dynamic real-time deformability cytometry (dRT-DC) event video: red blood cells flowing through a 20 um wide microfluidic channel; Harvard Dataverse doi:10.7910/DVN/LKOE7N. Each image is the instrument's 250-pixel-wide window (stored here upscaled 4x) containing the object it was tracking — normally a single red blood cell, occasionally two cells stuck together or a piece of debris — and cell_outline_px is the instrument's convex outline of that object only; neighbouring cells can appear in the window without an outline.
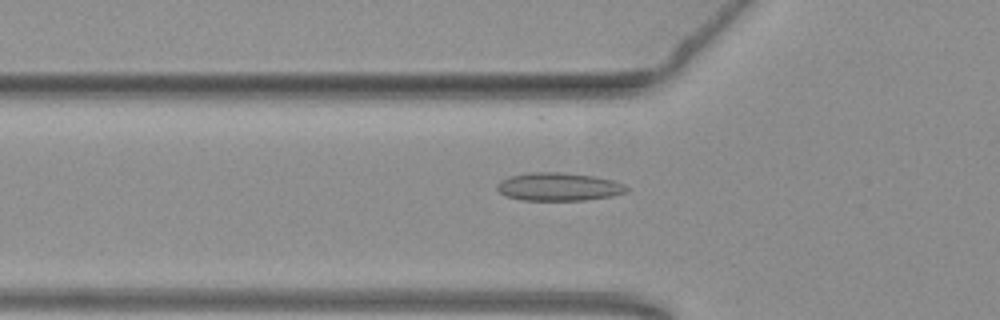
{"species": "common noctule bat (a hibernating species)", "species_latin": "Nyctalus noctula", "temperature_condition": "warm", "stored_images_in_passage": 41, "camera_frame_rate_fps": 3000, "um_per_image_px": 0.085, "animal": {"sex": "female", "body_mass_g": 19.3, "forearm_length_mm": 54.1}, "frame": {"image": 1, "passage_image": 5, "time_ms": 1.333, "image_size_px": [1000, 320], "cell_outline_px": [[628, 192], [612, 196], [584, 200], [520, 200], [504, 196], [496, 188], [496, 184], [500, 180], [508, 176], [528, 172], [560, 172], [596, 176], [616, 180], [624, 184], [628, 188]], "centroid_in_image_um": [47.48, 15.86], "position_along_channel_um": 78.3, "area_um2": 21.62}}
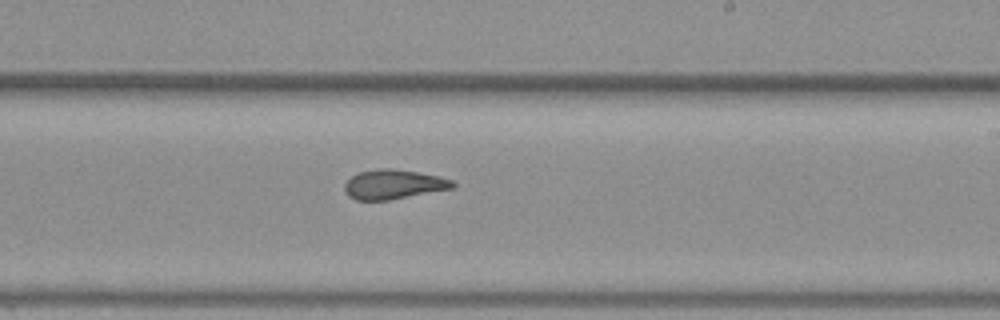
{"frame": {"image": 2, "passage_image": 19, "time_ms": 6.0, "image_size_px": [1000, 320], "cell_outline_px": [[456, 188], [388, 200], [356, 200], [348, 196], [344, 188], [344, 184], [352, 176], [360, 172], [380, 168], [392, 168], [440, 176], [452, 180], [456, 184]], "centroid_in_image_um": [33.48, 15.67], "position_along_channel_um": 255.5, "area_um2": 18.61}}
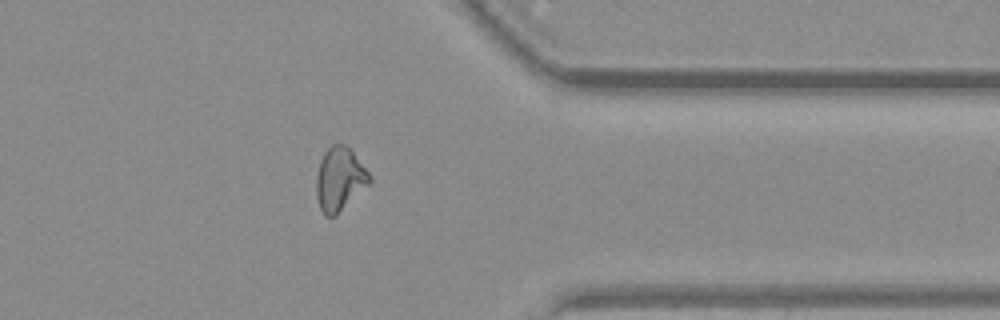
{"frame": {"image": 3, "passage_image": 30, "time_ms": 9.667, "image_size_px": [1000, 320], "cell_outline_px": [[372, 180], [336, 216], [324, 216], [320, 208], [316, 196], [316, 176], [320, 160], [324, 152], [332, 144], [344, 144], [352, 152], [372, 176]], "centroid_in_image_um": [28.85, 15.24], "position_along_channel_um": 382.6, "area_um2": 19.54}, "authors_computed_cell_mechanics": {"area_um2": 19.1896, "velocity_mm_per_s": 3.785, "shape_relaxation_time_tau1_ms": null, "shape_relaxation_time_tau2_ms": 1.9215, "deformation_change_tau1": null, "deformation_change_tau2": 0.0787}}